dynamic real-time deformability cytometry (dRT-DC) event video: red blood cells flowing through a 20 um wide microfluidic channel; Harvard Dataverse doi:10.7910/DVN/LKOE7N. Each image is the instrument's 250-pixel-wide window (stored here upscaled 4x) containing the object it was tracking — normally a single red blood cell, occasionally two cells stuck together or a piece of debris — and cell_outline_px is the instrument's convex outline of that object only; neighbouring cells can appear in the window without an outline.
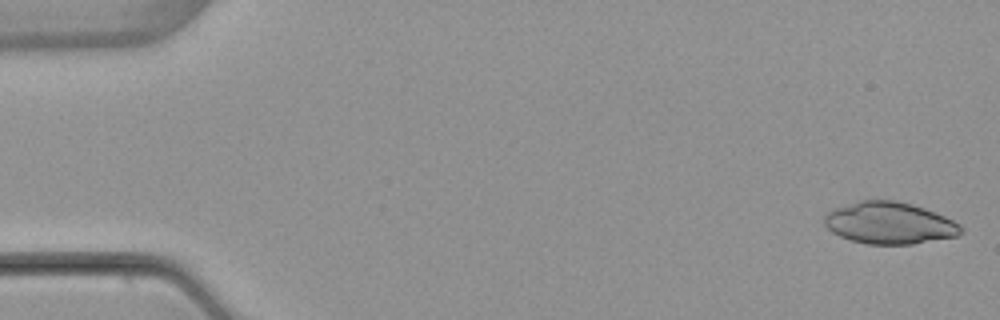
{"species": "common noctule bat (a hibernating species)", "species_latin": "Nyctalus noctula", "temperature_condition": "warm", "stored_images_in_passage": 3, "camera_frame_rate_fps": 3000, "um_per_image_px": 0.085, "animal": {"sex": "female", "body_mass_g": 22.7, "forearm_length_mm": 54.2}, "frame": {"image": 1, "passage_image": 1, "time_ms": 0.0, "image_size_px": [1000, 320], "cell_outline_px": [[964, 232], [956, 236], [912, 244], [868, 244], [852, 240], [840, 236], [832, 232], [824, 224], [824, 216], [832, 208], [860, 200], [896, 200], [912, 204], [924, 208], [944, 216], [960, 224], [964, 228]], "centroid_in_image_um": [75.6, 18.95], "position_along_channel_um": 9.4, "area_um2": 33.35}}